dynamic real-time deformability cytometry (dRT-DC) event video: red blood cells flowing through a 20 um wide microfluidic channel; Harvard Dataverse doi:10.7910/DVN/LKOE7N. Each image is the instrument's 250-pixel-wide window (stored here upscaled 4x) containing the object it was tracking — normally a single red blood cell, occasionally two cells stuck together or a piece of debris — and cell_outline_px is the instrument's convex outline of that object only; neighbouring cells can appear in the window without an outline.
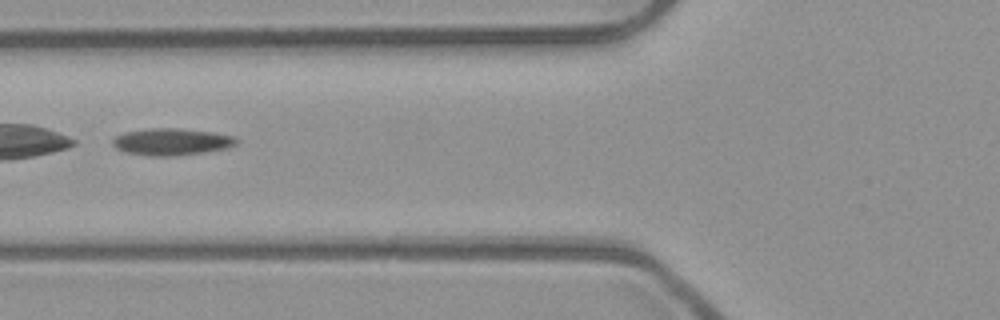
{"species": "common noctule bat (a hibernating species)", "species_latin": "Nyctalus noctula", "temperature_condition": "room temperature", "stored_images_in_passage": 37, "camera_frame_rate_fps": 3000, "um_per_image_px": 0.085, "animal": {"sex": "male", "body_mass_g": 23.1, "forearm_length_mm": 52.7}, "frame": {"image": 1, "passage_image": 11, "time_ms": 3.333, "image_size_px": [1000, 320], "cell_outline_px": [[240, 140], [236, 144], [224, 148], [204, 152], [172, 156], [152, 156], [128, 152], [116, 148], [112, 144], [112, 140], [116, 136], [124, 132], [148, 128], [176, 128], [212, 132], [232, 136]], "centroid_in_image_um": [14.56, 12.04], "position_along_channel_um": 111.2, "area_um2": 19.19}, "authors_computed_cell_mechanics": {"area_um2": 18.0914, "velocity_mm_per_s": 3.929, "shape_relaxation_time_tau1_ms": null, "shape_relaxation_time_tau2_ms": 9.3414, "deformation_change_tau1": null, "deformation_change_tau2": 0.1429}}